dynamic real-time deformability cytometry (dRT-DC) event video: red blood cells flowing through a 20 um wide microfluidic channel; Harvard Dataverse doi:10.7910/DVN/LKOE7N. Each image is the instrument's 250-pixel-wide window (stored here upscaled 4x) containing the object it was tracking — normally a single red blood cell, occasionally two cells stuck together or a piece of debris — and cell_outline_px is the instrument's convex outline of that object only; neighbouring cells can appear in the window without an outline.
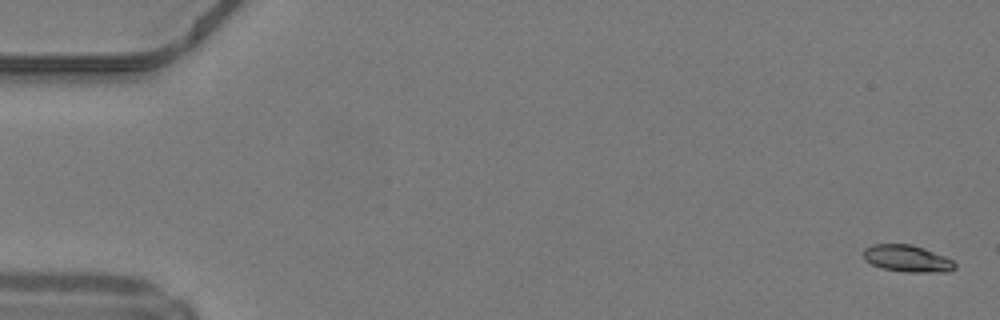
{"species": "common noctule bat (a hibernating species)", "species_latin": "Nyctalus noctula", "temperature_condition": "warm", "stored_images_in_passage": 49, "camera_frame_rate_fps": 3000, "um_per_image_px": 0.085, "animal": {"sex": "male", "body_mass_g": 19.2, "forearm_length_mm": 51.8}, "frame": {"image": 1, "passage_image": 1, "time_ms": 0.0, "image_size_px": [1000, 320], "cell_outline_px": [[956, 268], [948, 272], [908, 272], [884, 268], [872, 264], [864, 260], [864, 248], [872, 244], [912, 244], [924, 248], [944, 256], [952, 260], [956, 264]], "centroid_in_image_um": [77.13, 21.97], "position_along_channel_um": 7.9, "area_um2": 14.28}}
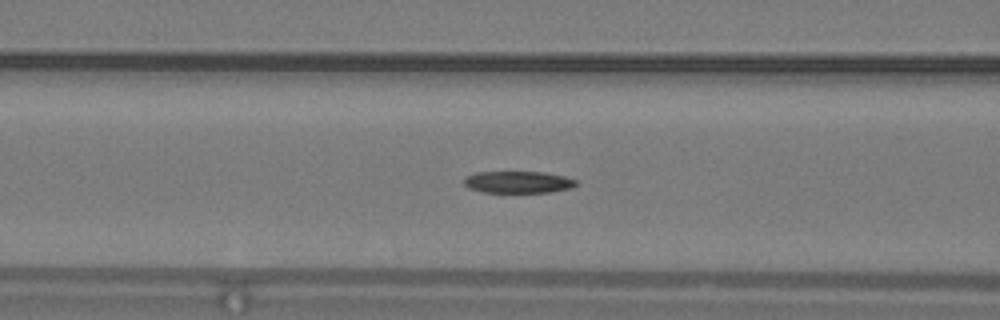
{"frame": {"image": 2, "passage_image": 20, "time_ms": 6.333, "image_size_px": [1000, 320], "cell_outline_px": [[576, 184], [568, 188], [552, 192], [484, 192], [468, 188], [464, 184], [464, 176], [476, 172], [544, 172], [564, 176], [576, 180]], "centroid_in_image_um": [43.98, 15.47], "position_along_channel_um": 122.6, "area_um2": 14.22}}
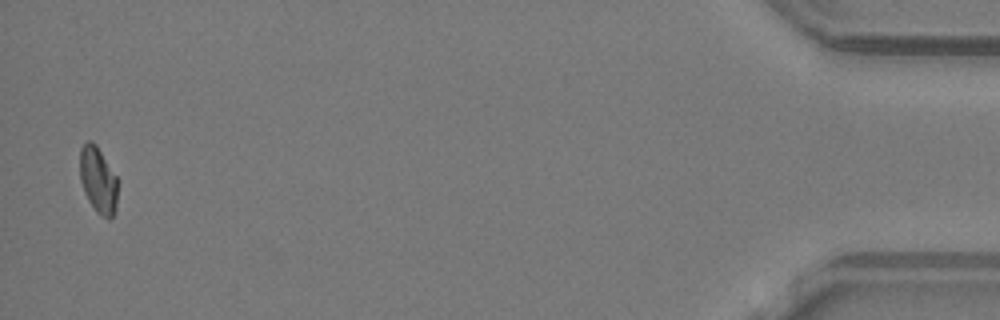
{"frame": {"image": 3, "passage_image": 48, "time_ms": 15.667, "image_size_px": [1000, 320], "cell_outline_px": [[120, 180], [116, 208], [112, 216], [108, 220], [100, 216], [96, 212], [88, 200], [84, 192], [80, 180], [80, 148], [88, 140], [92, 140], [96, 144]], "centroid_in_image_um": [8.38, 15.32], "position_along_channel_um": 426.8, "area_um2": 15.2}}